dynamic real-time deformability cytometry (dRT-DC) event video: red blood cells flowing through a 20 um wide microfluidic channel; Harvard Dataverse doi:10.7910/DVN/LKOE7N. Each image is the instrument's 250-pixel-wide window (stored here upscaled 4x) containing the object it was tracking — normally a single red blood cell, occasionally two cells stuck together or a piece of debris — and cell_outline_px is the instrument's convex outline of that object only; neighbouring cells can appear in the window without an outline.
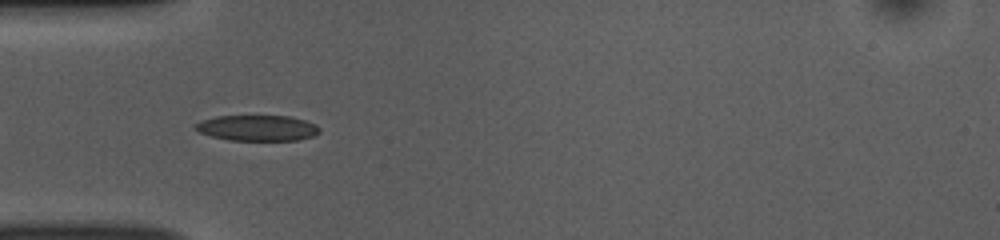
{"species": "common noctule bat (a hibernating species)", "species_latin": "Nyctalus noctula", "temperature_condition": "room temperature", "stored_images_in_passage": 39, "camera_frame_rate_fps": 3000, "um_per_image_px": 0.085, "animal": {"sex": "female", "body_mass_g": 10.0, "forearm_length_mm": 53.1}, "frame": {"image": 1, "passage_image": 3, "time_ms": 0.667, "image_size_px": [1000, 240], "cell_outline_px": [[320, 132], [312, 136], [296, 140], [228, 140], [212, 136], [200, 132], [192, 128], [192, 124], [216, 116], [288, 116], [304, 120], [316, 124], [320, 128]], "centroid_in_image_um": [21.85, 10.88], "position_along_channel_um": 63.1, "area_um2": 18.55}}
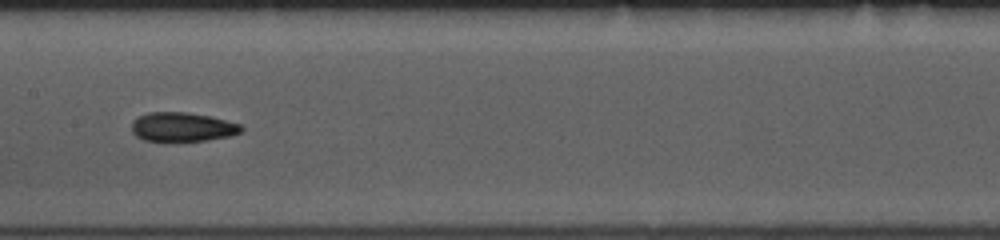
{"frame": {"image": 2, "passage_image": 13, "time_ms": 4.0, "image_size_px": [1000, 240], "cell_outline_px": [[244, 128], [240, 132], [228, 136], [208, 140], [164, 144], [144, 140], [136, 136], [132, 132], [132, 120], [148, 112], [184, 112], [208, 116], [240, 124]], "centroid_in_image_um": [15.43, 10.84], "position_along_channel_um": 192.0, "area_um2": 19.13}}
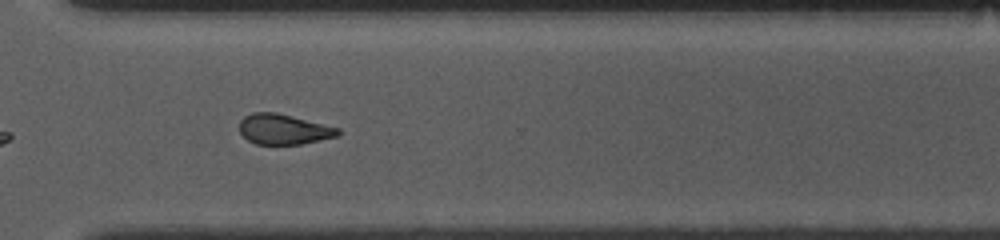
{"frame": {"image": 3, "passage_image": 25, "time_ms": 8.0, "image_size_px": [1000, 240], "cell_outline_px": [[340, 136], [300, 144], [256, 144], [248, 140], [240, 132], [240, 120], [244, 116], [252, 112], [276, 112], [340, 128]], "centroid_in_image_um": [24.12, 10.98], "position_along_channel_um": 346.5, "area_um2": 17.4}, "authors_computed_cell_mechanics": {"area_um2": 18.7272, "velocity_mm_per_s": 3.8806, "shape_relaxation_time_tau1_ms": 6.6051, "shape_relaxation_time_tau2_ms": 5.3209, "deformation_change_tau1": 0.1329, "deformation_change_tau2": 0.1333}}